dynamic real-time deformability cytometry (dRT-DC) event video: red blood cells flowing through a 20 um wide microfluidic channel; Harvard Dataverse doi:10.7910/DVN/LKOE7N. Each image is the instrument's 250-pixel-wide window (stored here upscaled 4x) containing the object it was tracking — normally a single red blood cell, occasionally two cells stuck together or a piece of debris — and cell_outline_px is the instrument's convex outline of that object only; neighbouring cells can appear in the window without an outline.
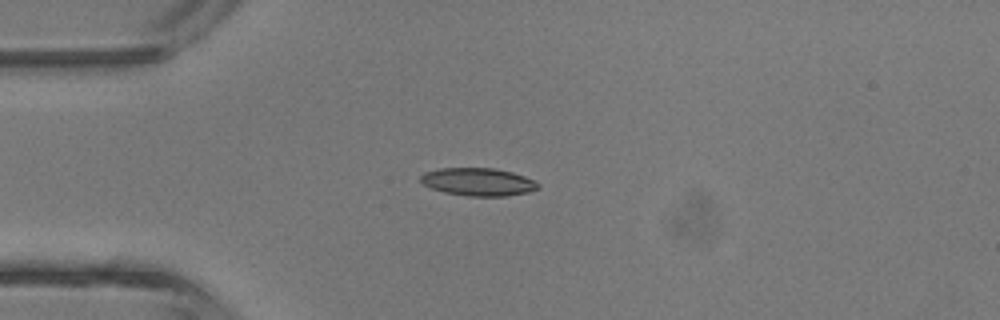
{"species": "common noctule bat (a hibernating species)", "species_latin": "Nyctalus noctula", "temperature_condition": "room temperature", "stored_images_in_passage": 2, "camera_frame_rate_fps": 3000, "um_per_image_px": 0.085, "animal": {"sex": "male", "body_mass_g": 13.3}, "frame": {"image": 1, "passage_image": 2, "time_ms": 2.0, "image_size_px": [1000, 320], "cell_outline_px": [[540, 188], [528, 192], [508, 196], [468, 196], [444, 192], [432, 188], [424, 184], [420, 180], [420, 176], [424, 172], [440, 168], [492, 168], [512, 172], [524, 176], [540, 184]], "centroid_in_image_um": [40.65, 15.46], "position_along_channel_um": 44.4, "area_um2": 19.02}}